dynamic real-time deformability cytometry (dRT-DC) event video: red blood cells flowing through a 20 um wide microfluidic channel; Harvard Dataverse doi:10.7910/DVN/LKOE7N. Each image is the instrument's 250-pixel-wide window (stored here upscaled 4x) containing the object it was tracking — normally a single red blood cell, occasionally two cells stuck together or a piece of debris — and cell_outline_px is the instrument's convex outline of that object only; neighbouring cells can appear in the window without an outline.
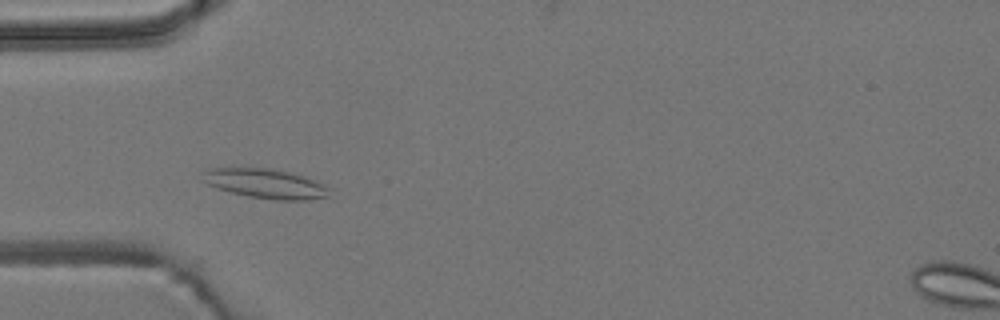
{"species": "common noctule bat (a hibernating species)", "species_latin": "Nyctalus noctula", "temperature_condition": "room temperature", "stored_images_in_passage": 24, "camera_frame_rate_fps": 3000, "um_per_image_px": 0.085, "animal": {"sex": "male", "body_mass_g": 19.2, "forearm_length_mm": 51.8}, "frame": {"image": 1, "passage_image": 11, "time_ms": 3.333, "image_size_px": [1000, 320], "cell_outline_px": [[332, 188], [328, 196], [308, 200], [276, 200], [248, 196], [216, 188], [200, 180], [200, 172], [208, 168], [268, 168], [288, 172], [304, 176], [316, 180]], "centroid_in_image_um": [22.55, 15.6], "position_along_channel_um": 62.5, "area_um2": 22.08}}
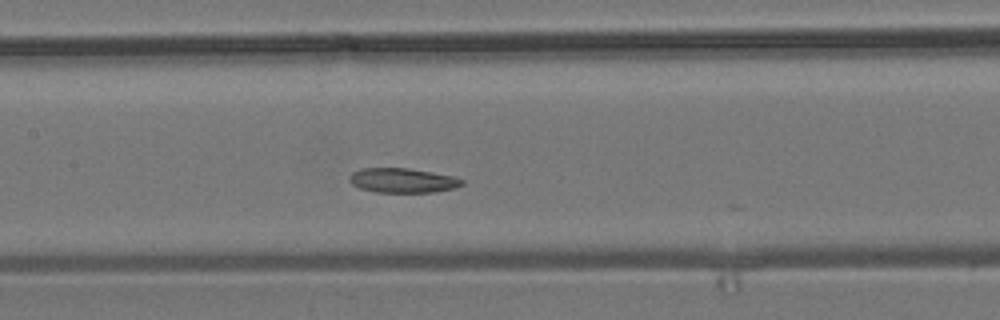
{"frame": {"image": 2, "passage_image": 20, "time_ms": 6.333, "image_size_px": [1000, 320], "cell_outline_px": [[464, 184], [456, 188], [436, 192], [376, 192], [360, 188], [352, 184], [348, 180], [348, 176], [352, 172], [360, 168], [408, 168], [452, 176], [464, 180]], "centroid_in_image_um": [34.21, 15.34], "position_along_channel_um": 173.2, "area_um2": 16.18}}
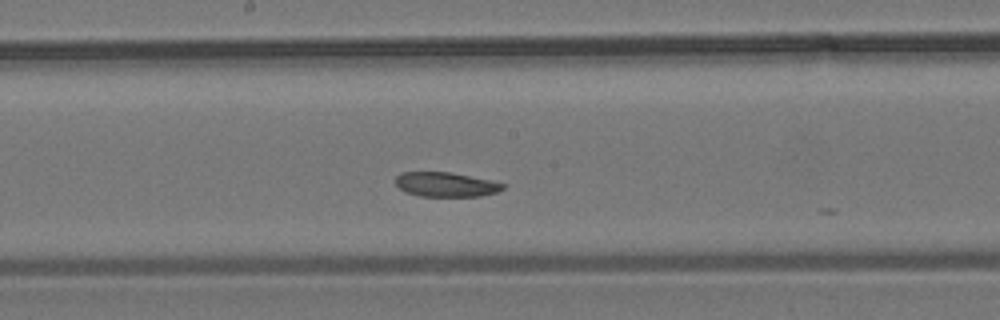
{"frame": {"image": 3, "passage_image": 23, "time_ms": 7.333, "image_size_px": [1000, 320], "cell_outline_px": [[504, 188], [496, 192], [480, 196], [420, 196], [404, 192], [396, 184], [396, 176], [400, 172], [448, 172], [492, 180], [504, 184]], "centroid_in_image_um": [37.87, 15.68], "position_along_channel_um": 210.3, "area_um2": 15.26}}